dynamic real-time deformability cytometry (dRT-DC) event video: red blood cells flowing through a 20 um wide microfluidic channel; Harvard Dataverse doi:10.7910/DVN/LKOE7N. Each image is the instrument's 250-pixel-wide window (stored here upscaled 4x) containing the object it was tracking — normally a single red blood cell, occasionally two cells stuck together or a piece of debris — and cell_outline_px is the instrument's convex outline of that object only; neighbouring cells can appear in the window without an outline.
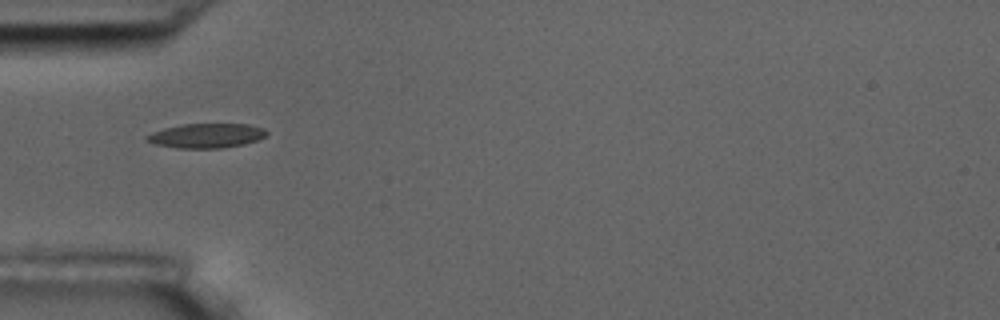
{"species": "common noctule bat (a hibernating species)", "species_latin": "Nyctalus noctula", "temperature_condition": "room temperature", "stored_images_in_passage": 39, "camera_frame_rate_fps": 3000, "um_per_image_px": 0.085, "animal": {"sex": "male", "body_mass_g": 17.5, "forearm_length_mm": 52.3}, "frame": {"image": 1, "passage_image": 1, "time_ms": 0.0, "image_size_px": [1000, 320], "cell_outline_px": [[268, 132], [264, 136], [256, 140], [244, 144], [224, 148], [176, 148], [156, 144], [144, 140], [144, 136], [152, 132], [164, 128], [180, 124], [248, 124], [264, 128]], "centroid_in_image_um": [17.5, 11.53], "position_along_channel_um": 67.5, "area_um2": 17.17}}
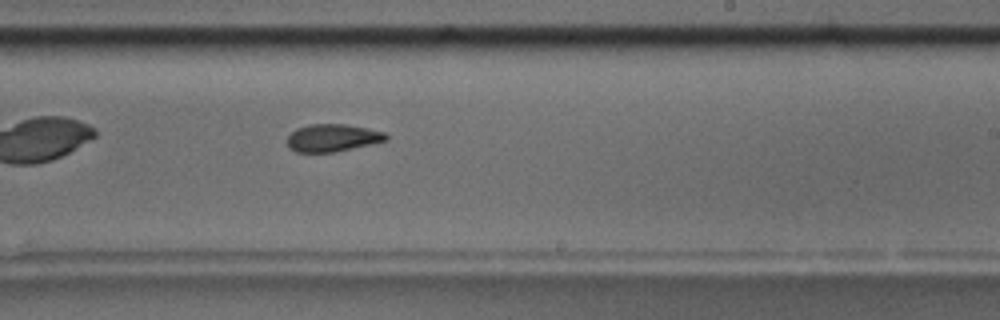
{"frame": {"image": 2, "passage_image": 17, "time_ms": 5.333, "image_size_px": [1000, 320], "cell_outline_px": [[388, 140], [372, 144], [332, 152], [296, 152], [288, 148], [288, 136], [296, 128], [308, 124], [348, 124], [368, 128], [384, 132], [388, 136]], "centroid_in_image_um": [28.26, 11.71], "position_along_channel_um": 260.7, "area_um2": 15.9}, "authors_computed_cell_mechanics": {"area_um2": 16.6464, "velocity_mm_per_s": 3.6431, "shape_relaxation_time_tau1_ms": 4.9562, "shape_relaxation_time_tau2_ms": 2.4034, "deformation_change_tau1": 0.1424, "deformation_change_tau2": 0.0762}}